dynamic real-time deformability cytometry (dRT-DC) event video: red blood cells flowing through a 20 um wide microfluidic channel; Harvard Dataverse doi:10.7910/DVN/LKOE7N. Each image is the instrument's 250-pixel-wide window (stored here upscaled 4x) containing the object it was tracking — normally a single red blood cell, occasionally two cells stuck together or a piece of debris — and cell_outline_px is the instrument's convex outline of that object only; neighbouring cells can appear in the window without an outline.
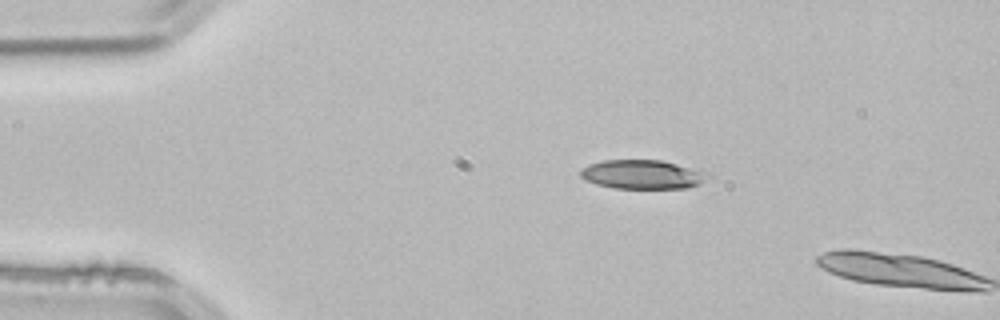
{"species": "common noctule bat (a hibernating species)", "species_latin": "Nyctalus noctula", "temperature_condition": "room temperature", "stored_images_in_passage": 2, "camera_frame_rate_fps": 3000, "um_per_image_px": 0.085, "animal": {"sex": "male", "body_mass_g": 21.5, "forearm_length_mm": 52.0}, "frame": {"image": 1, "passage_image": 1, "time_ms": 0.0, "image_size_px": [1000, 320], "cell_outline_px": [[712, 176], [700, 184], [688, 188], [612, 188], [596, 184], [584, 180], [580, 176], [580, 168], [604, 160], [660, 160], [708, 172]], "centroid_in_image_um": [54.62, 14.83], "position_along_channel_um": 30.4, "area_um2": 21.62}}